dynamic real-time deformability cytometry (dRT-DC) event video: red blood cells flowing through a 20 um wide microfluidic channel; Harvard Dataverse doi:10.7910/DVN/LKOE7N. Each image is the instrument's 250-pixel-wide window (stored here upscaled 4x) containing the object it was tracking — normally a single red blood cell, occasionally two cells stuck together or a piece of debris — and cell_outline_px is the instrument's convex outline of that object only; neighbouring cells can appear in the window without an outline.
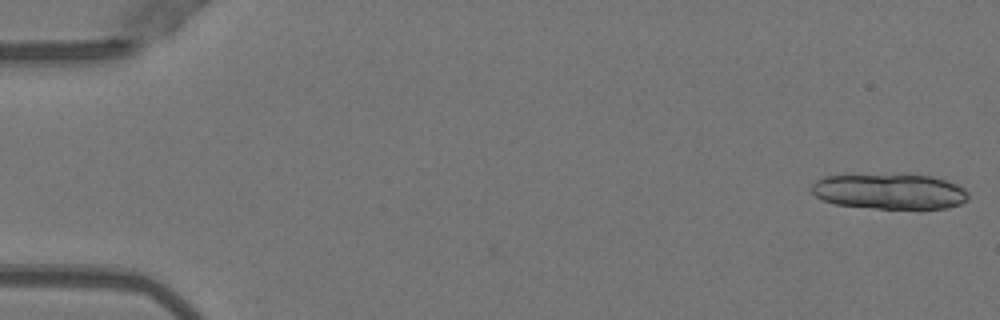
{"species": "Egyptian fruit bat (a non-hibernating species)", "species_latin": "Rousettus aegyptiacus", "temperature_condition": "warm", "stored_images_in_passage": 19, "camera_frame_rate_fps": 3000, "um_per_image_px": 0.085, "animal": {"sex": "female"}, "frame": {"image": 1, "passage_image": 1, "time_ms": 0.0, "image_size_px": [1000, 320], "cell_outline_px": [[968, 200], [960, 204], [944, 208], [876, 208], [836, 204], [824, 200], [816, 196], [812, 192], [812, 184], [820, 176], [904, 172], [908, 172], [932, 176], [956, 184], [964, 188], [968, 192]], "centroid_in_image_um": [75.61, 16.22], "position_along_channel_um": 9.4, "area_um2": 33.18}}